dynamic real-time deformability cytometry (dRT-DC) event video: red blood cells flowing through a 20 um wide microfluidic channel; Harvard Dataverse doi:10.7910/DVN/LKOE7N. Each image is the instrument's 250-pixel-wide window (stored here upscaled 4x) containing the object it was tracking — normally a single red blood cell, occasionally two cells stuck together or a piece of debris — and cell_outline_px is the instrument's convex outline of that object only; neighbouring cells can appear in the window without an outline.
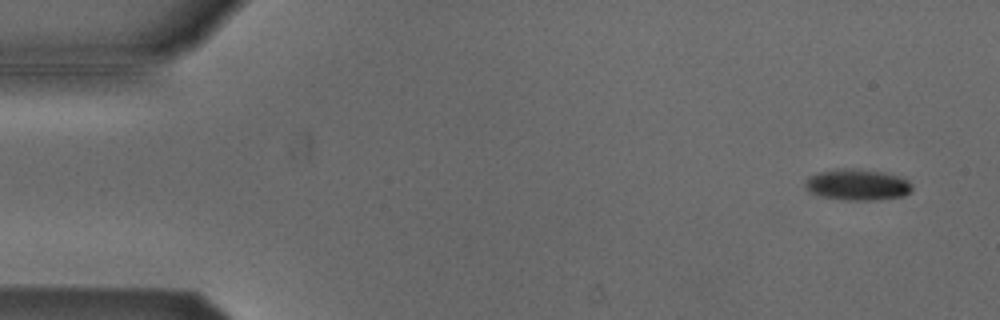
{"species": "Egyptian fruit bat (a non-hibernating species)", "species_latin": "Rousettus aegyptiacus", "temperature_condition": "cold", "stored_images_in_passage": 20, "camera_frame_rate_fps": 3000, "um_per_image_px": 0.085, "animal": {"sex": "male"}, "frame": {"image": 1, "passage_image": 4, "time_ms": 1.0, "image_size_px": [1000, 320], "cell_outline_px": [[912, 192], [904, 196], [876, 200], [840, 200], [820, 196], [812, 192], [804, 184], [808, 176], [816, 172], [844, 168], [856, 168], [884, 172], [908, 180], [912, 184]], "centroid_in_image_um": [72.89, 15.7], "position_along_channel_um": 12.1, "area_um2": 19.59}}
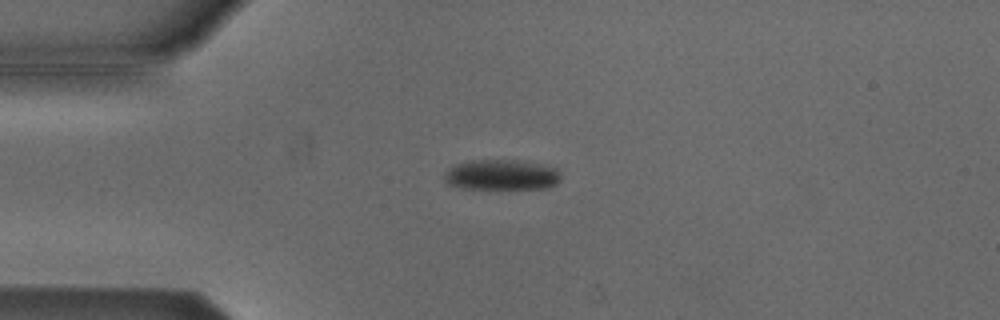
{"frame": {"image": 2, "passage_image": 14, "time_ms": 4.333, "image_size_px": [1000, 320], "cell_outline_px": [[560, 180], [556, 184], [548, 188], [460, 188], [444, 184], [444, 172], [456, 164], [472, 160], [512, 160], [540, 164], [556, 168], [560, 172]], "centroid_in_image_um": [42.6, 14.87], "position_along_channel_um": 42.4, "area_um2": 20.63}}
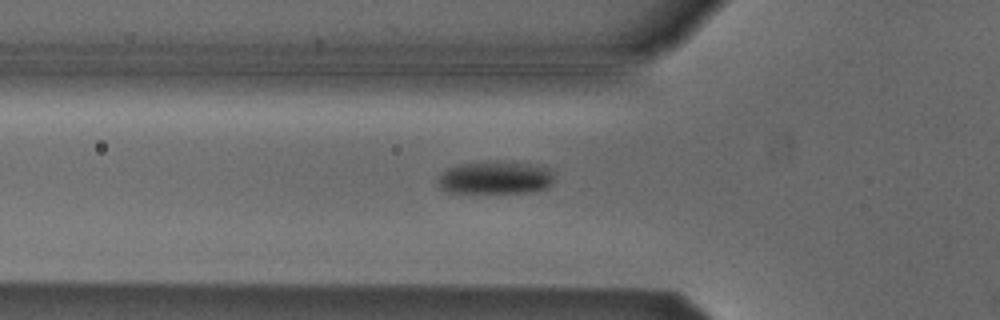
{"frame": {"image": 3, "passage_image": 19, "time_ms": 6.0, "image_size_px": [1000, 320], "cell_outline_px": [[552, 184], [548, 188], [528, 192], [444, 192], [440, 188], [436, 180], [436, 176], [448, 168], [460, 164], [512, 160], [536, 164], [548, 168], [552, 172]], "centroid_in_image_um": [42.09, 15.08], "position_along_channel_um": 83.7, "area_um2": 22.6}}